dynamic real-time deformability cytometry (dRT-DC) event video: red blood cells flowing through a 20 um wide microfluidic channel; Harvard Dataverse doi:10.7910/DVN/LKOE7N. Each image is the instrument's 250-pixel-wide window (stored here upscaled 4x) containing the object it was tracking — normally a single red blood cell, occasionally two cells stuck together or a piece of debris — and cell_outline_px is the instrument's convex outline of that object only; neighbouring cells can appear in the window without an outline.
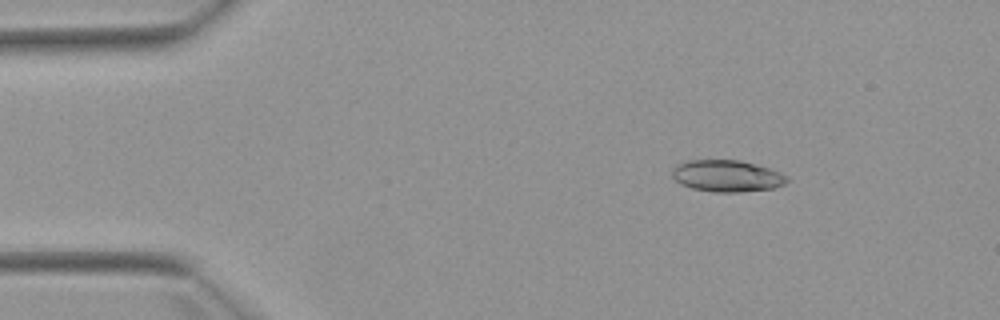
{"species": "Egyptian fruit bat (a non-hibernating species)", "species_latin": "Rousettus aegyptiacus", "temperature_condition": "warm", "stored_images_in_passage": 5, "camera_frame_rate_fps": 3000, "um_per_image_px": 0.085, "animal": {"sex": "female"}, "frame": {"image": 1, "passage_image": 2, "time_ms": 1.0, "image_size_px": [1000, 320], "cell_outline_px": [[788, 180], [784, 184], [772, 188], [740, 192], [712, 192], [692, 188], [680, 184], [672, 176], [672, 168], [676, 164], [688, 160], [740, 160], [756, 164], [780, 172], [788, 176]], "centroid_in_image_um": [61.76, 14.95], "position_along_channel_um": 23.2, "area_um2": 21.27}}